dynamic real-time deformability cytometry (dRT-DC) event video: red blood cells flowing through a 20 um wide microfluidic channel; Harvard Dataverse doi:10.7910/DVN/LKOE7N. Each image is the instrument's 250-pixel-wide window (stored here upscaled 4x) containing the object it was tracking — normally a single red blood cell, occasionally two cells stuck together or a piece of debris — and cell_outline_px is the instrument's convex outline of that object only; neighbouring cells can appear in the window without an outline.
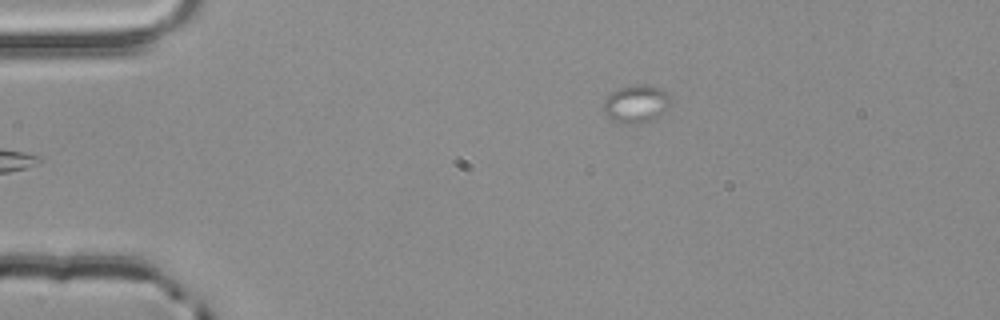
{"species": "common noctule bat (a hibernating species)", "species_latin": "Nyctalus noctula", "temperature_condition": "room temperature", "stored_images_in_passage": 4, "segment_of_instrument_passage": [2, 2], "camera_frame_rate_fps": 3000, "um_per_image_px": 0.085, "animal": {"sex": "male", "body_mass_g": 20.4}, "frame": {"image": 1, "passage_image": 4, "time_ms": 1.0, "image_size_px": [1000, 320], "cell_outline_px": [[672, 100], [652, 120], [640, 124], [624, 124], [608, 120], [604, 112], [604, 100], [612, 92], [620, 88], [636, 84], [644, 84], [660, 88], [668, 92], [672, 96]], "centroid_in_image_um": [54.04, 8.84], "position_along_channel_um": 31.0, "area_um2": 14.85}}